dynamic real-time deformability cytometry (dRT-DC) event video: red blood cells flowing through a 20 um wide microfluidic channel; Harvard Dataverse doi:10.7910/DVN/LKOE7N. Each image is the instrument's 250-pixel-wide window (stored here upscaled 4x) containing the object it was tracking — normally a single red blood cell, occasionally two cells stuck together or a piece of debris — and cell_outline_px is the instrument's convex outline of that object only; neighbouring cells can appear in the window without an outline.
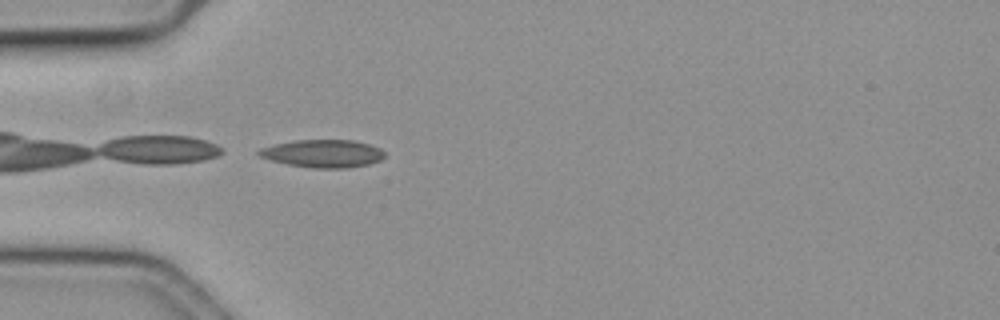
{"species": "common noctule bat (a hibernating species)", "species_latin": "Nyctalus noctula", "temperature_condition": "cold", "stored_images_in_passage": 41, "camera_frame_rate_fps": 3000, "um_per_image_px": 0.085, "animal": {"sex": "female", "body_mass_g": 19.3, "forearm_length_mm": 54.1}, "frame": {"image": 1, "passage_image": 1, "time_ms": 0.0, "image_size_px": [1000, 320], "cell_outline_px": [[384, 156], [380, 160], [368, 164], [348, 168], [312, 168], [288, 164], [272, 160], [260, 156], [256, 152], [260, 148], [276, 144], [296, 140], [352, 140], [368, 144], [380, 148], [384, 152]], "centroid_in_image_um": [27.45, 13.05], "position_along_channel_um": 57.5, "area_um2": 20.17}}
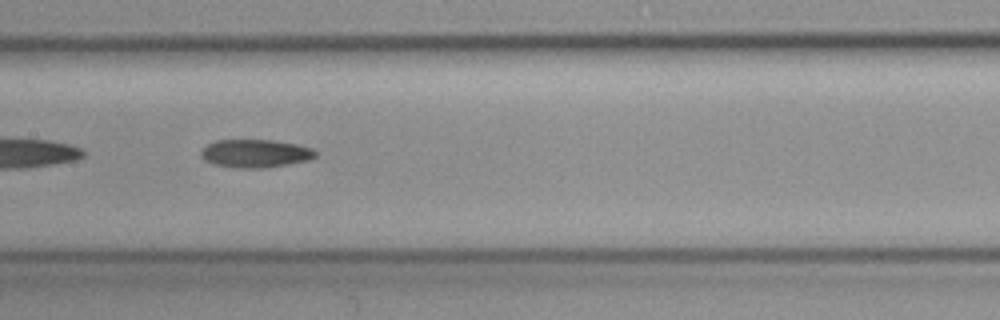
{"frame": {"image": 2, "passage_image": 12, "time_ms": 3.667, "image_size_px": [1000, 320], "cell_outline_px": [[316, 156], [308, 160], [264, 168], [240, 168], [216, 164], [204, 160], [200, 156], [200, 152], [208, 144], [216, 140], [272, 140], [296, 144], [312, 148], [316, 152]], "centroid_in_image_um": [21.69, 13.04], "position_along_channel_um": 185.7, "area_um2": 18.55}}
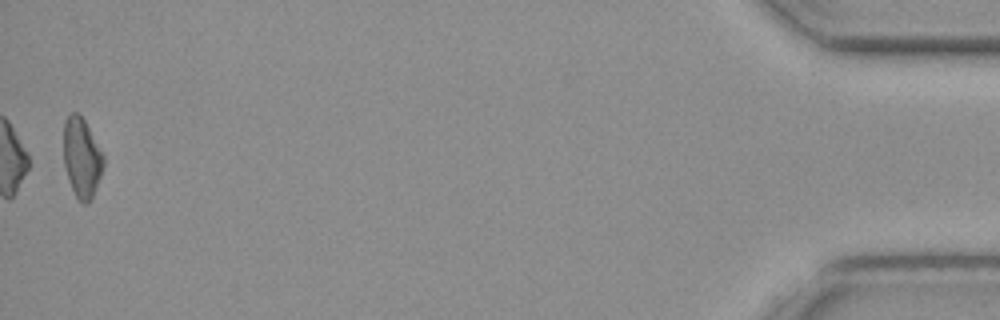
{"frame": {"image": 3, "passage_image": 40, "time_ms": 13.0, "image_size_px": [1000, 320], "cell_outline_px": [[104, 164], [100, 176], [92, 196], [88, 204], [84, 204], [76, 196], [72, 188], [64, 164], [64, 120], [72, 112], [76, 112], [84, 120], [104, 156]], "centroid_in_image_um": [6.94, 13.39], "position_along_channel_um": 428.3, "area_um2": 18.03}, "authors_computed_cell_mechanics": {"area_um2": 18.5538, "velocity_mm_per_s": 3.6405, "shape_relaxation_time_tau1_ms": null, "shape_relaxation_time_tau2_ms": 7.426, "deformation_change_tau1": null, "deformation_change_tau2": 0.1613}}